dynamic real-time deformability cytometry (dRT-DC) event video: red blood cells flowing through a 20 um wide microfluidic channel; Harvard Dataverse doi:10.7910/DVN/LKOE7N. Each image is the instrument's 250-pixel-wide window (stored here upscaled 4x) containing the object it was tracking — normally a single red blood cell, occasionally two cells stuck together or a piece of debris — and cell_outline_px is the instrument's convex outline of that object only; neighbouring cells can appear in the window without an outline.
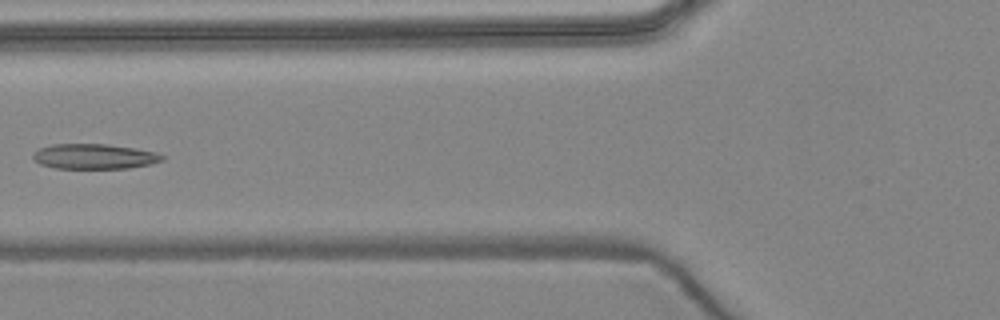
{"species": "common noctule bat (a hibernating species)", "species_latin": "Nyctalus noctula", "temperature_condition": "warm", "stored_images_in_passage": 6, "camera_frame_rate_fps": 3000, "um_per_image_px": 0.085, "animal": {"sex": "female", "body_mass_g": 24.6, "forearm_length_mm": 56.2}, "frame": {"image": 1, "passage_image": 5, "time_ms": 5.667, "image_size_px": [1000, 320], "cell_outline_px": [[164, 160], [152, 164], [128, 168], [56, 168], [40, 164], [32, 156], [40, 148], [52, 144], [104, 144], [136, 148], [156, 152], [164, 156]], "centroid_in_image_um": [8.06, 13.29], "position_along_channel_um": 117.7, "area_um2": 18.79}}
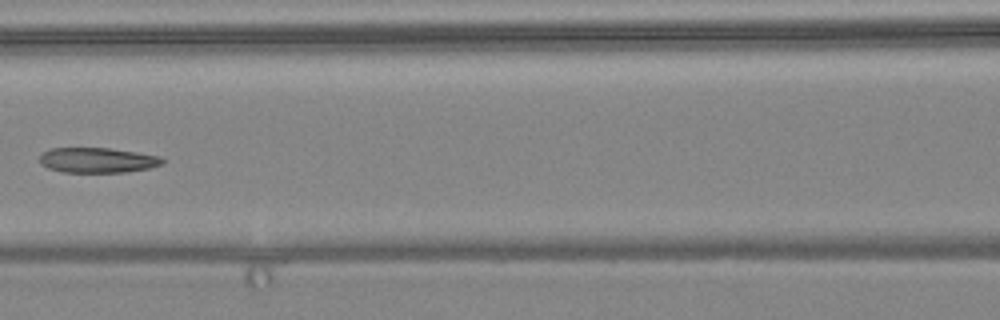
{"frame": {"image": 2, "passage_image": 6, "time_ms": 6.667, "image_size_px": [1000, 320], "cell_outline_px": [[164, 164], [148, 168], [124, 172], [64, 172], [48, 168], [40, 164], [40, 156], [44, 152], [52, 148], [108, 148], [136, 152], [160, 156], [164, 160]], "centroid_in_image_um": [8.29, 13.61], "position_along_channel_um": 158.3, "area_um2": 17.86}}